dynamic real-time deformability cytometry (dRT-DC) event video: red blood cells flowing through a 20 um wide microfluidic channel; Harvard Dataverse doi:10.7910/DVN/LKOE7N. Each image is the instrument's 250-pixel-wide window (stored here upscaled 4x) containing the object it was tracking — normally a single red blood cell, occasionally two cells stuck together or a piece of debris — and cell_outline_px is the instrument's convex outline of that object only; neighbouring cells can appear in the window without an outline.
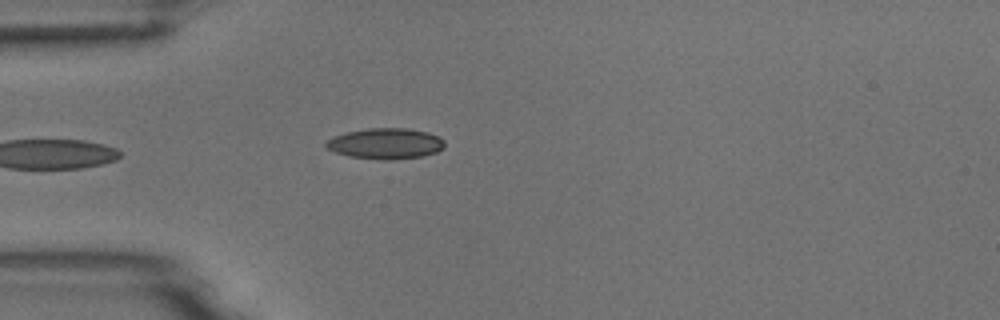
{"species": "common noctule bat (a hibernating species)", "species_latin": "Nyctalus noctula", "temperature_condition": "room temperature", "stored_images_in_passage": 6, "camera_frame_rate_fps": 3000, "um_per_image_px": 0.085, "animal": {"sex": "male", "body_mass_g": 18.8}, "frame": {"image": 1, "passage_image": 6, "time_ms": 5.667, "image_size_px": [1000, 320], "cell_outline_px": [[444, 148], [436, 152], [424, 156], [392, 160], [384, 160], [348, 156], [336, 152], [328, 148], [324, 144], [332, 136], [348, 132], [368, 128], [408, 128], [428, 132], [440, 136], [444, 140]], "centroid_in_image_um": [32.81, 12.2], "position_along_channel_um": 52.2, "area_um2": 21.39}}